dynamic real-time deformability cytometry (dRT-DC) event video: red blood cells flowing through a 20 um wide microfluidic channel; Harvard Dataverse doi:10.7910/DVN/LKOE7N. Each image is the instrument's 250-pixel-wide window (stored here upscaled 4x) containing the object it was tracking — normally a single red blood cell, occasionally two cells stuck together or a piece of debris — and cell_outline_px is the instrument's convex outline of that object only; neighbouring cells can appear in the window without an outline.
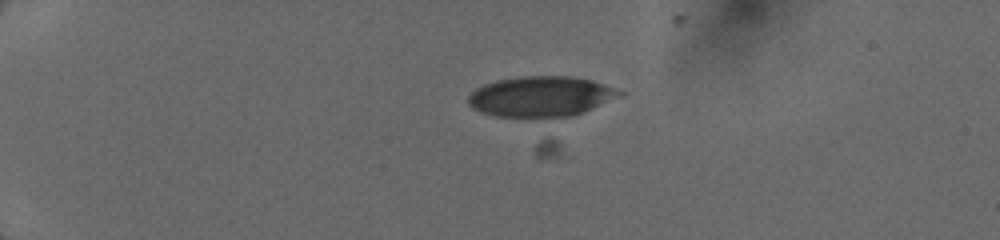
{"species": "human", "species_latin": "Homo sapiens", "temperature_condition": "cold", "stored_images_in_passage": 23, "camera_frame_rate_fps": 3000, "um_per_image_px": 0.085, "donor": {"sex": "female"}, "frame": {"image": 1, "passage_image": 13, "time_ms": 5.0, "image_size_px": [1000, 240], "cell_outline_px": [[624, 96], [584, 112], [572, 116], [492, 116], [480, 112], [472, 108], [468, 104], [468, 96], [476, 88], [484, 84], [496, 80], [520, 76], [568, 76], [592, 80], [624, 92]], "centroid_in_image_um": [45.98, 8.19], "position_along_channel_um": 39.0, "area_um2": 35.6}}
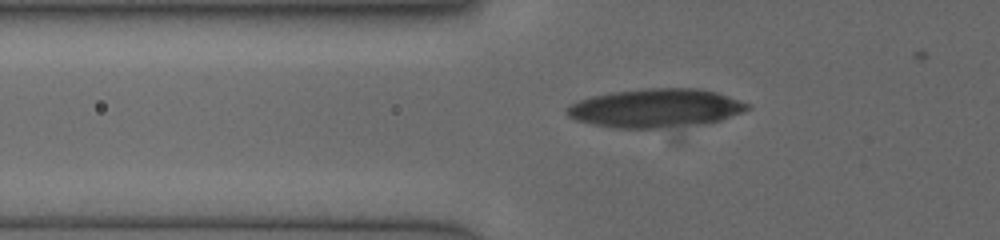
{"frame": {"image": 2, "passage_image": 19, "time_ms": 7.333, "image_size_px": [1000, 240], "cell_outline_px": [[752, 108], [744, 112], [680, 140], [672, 140], [592, 124], [576, 120], [568, 116], [564, 108], [580, 100], [592, 96], [612, 92], [644, 88], [700, 88], [716, 92], [752, 104]], "centroid_in_image_um": [55.96, 9.43], "position_along_channel_um": 69.8, "area_um2": 46.76}}
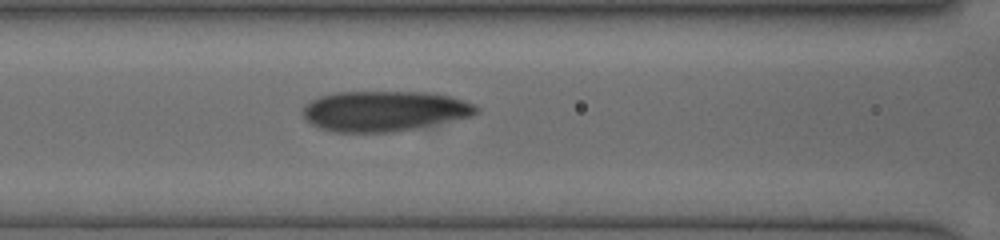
{"frame": {"image": 3, "passage_image": 23, "time_ms": 9.0, "image_size_px": [1000, 240], "cell_outline_px": [[480, 112], [472, 116], [436, 124], [416, 128], [392, 132], [332, 132], [320, 128], [312, 124], [304, 116], [304, 104], [320, 96], [336, 92], [428, 92], [448, 96], [476, 104], [480, 108]], "centroid_in_image_um": [32.69, 9.44], "position_along_channel_um": 133.9, "area_um2": 40.81}}